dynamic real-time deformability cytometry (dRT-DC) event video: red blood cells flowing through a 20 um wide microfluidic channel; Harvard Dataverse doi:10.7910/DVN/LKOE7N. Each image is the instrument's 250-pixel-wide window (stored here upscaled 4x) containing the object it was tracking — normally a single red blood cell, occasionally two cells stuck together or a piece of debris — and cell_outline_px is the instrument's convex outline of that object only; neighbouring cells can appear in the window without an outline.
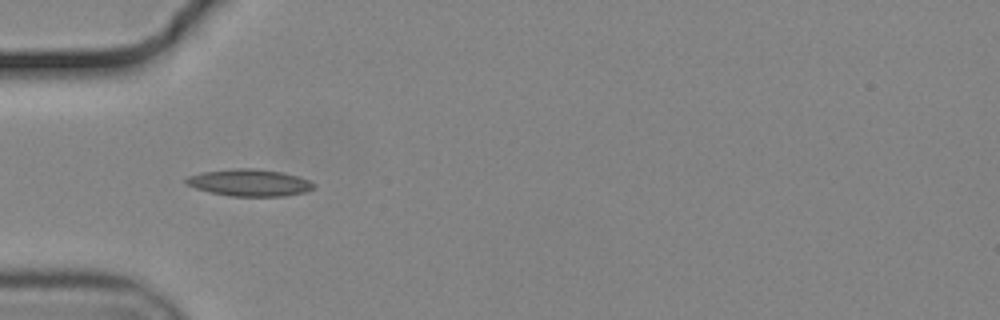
{"species": "common noctule bat (a hibernating species)", "species_latin": "Nyctalus noctula", "temperature_condition": "cold", "stored_images_in_passage": 5, "camera_frame_rate_fps": 3000, "um_per_image_px": 0.085, "animal": {"sex": "male", "body_mass_g": 19.2, "forearm_length_mm": 51.8}, "frame": {"image": 1, "passage_image": 1, "time_ms": 0.0, "image_size_px": [1000, 320], "cell_outline_px": [[316, 188], [304, 192], [284, 196], [228, 196], [196, 188], [184, 184], [184, 180], [188, 176], [200, 172], [232, 168], [256, 168], [284, 172], [308, 180], [316, 184]], "centroid_in_image_um": [21.19, 15.52], "position_along_channel_um": 63.8, "area_um2": 20.23}}